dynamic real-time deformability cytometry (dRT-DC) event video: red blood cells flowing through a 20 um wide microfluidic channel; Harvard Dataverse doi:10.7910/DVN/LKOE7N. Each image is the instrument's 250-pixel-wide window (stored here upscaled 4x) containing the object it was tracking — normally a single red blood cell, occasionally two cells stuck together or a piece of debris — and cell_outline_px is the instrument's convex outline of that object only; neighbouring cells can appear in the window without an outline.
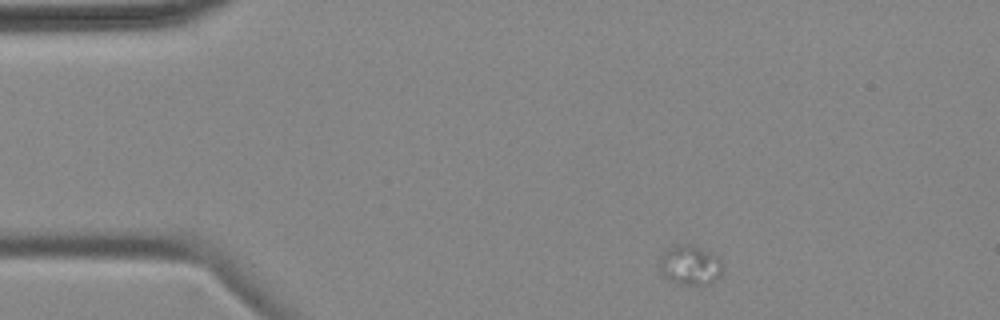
{"species": "common noctule bat (a hibernating species)", "species_latin": "Nyctalus noctula", "temperature_condition": "cold", "stored_images_in_passage": 3, "camera_frame_rate_fps": 3000, "um_per_image_px": 0.085, "animal": {"sex": "female", "body_mass_g": 18.4}, "frame": {"image": 1, "passage_image": 1, "time_ms": 0.0, "image_size_px": [1000, 320], "cell_outline_px": [[724, 268], [720, 276], [716, 280], [708, 284], [676, 284], [664, 276], [660, 272], [660, 252], [672, 244], [692, 244], [720, 256]], "centroid_in_image_um": [58.66, 22.5], "position_along_channel_um": 26.3, "area_um2": 15.14}}